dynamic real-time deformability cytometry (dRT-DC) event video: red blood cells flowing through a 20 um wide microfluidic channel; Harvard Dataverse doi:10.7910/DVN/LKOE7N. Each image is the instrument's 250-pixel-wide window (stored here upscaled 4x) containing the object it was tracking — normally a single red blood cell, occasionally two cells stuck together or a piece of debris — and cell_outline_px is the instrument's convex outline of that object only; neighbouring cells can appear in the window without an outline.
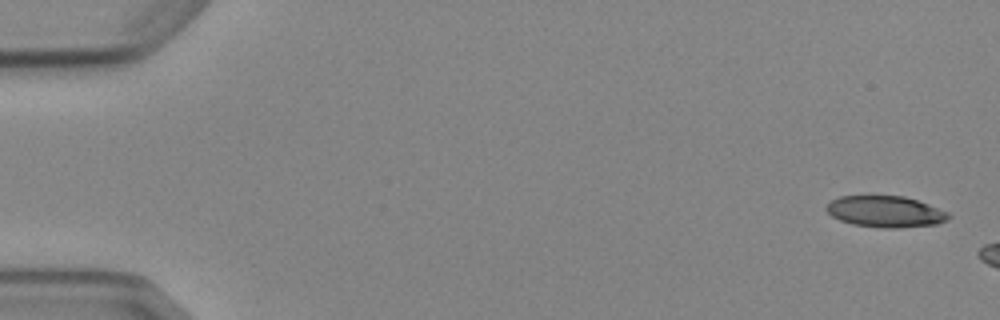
{"species": "Egyptian fruit bat (a non-hibernating species)", "species_latin": "Rousettus aegyptiacus", "temperature_condition": "cold", "stored_images_in_passage": 3, "camera_frame_rate_fps": 3000, "um_per_image_px": 0.085, "animal": {"sex": "female"}, "frame": {"image": 1, "passage_image": 1, "time_ms": 0.0, "image_size_px": [1000, 320], "cell_outline_px": [[952, 216], [948, 220], [936, 224], [900, 228], [880, 228], [852, 224], [840, 220], [832, 216], [824, 208], [832, 200], [840, 196], [904, 196], [928, 204], [948, 212]], "centroid_in_image_um": [75.27, 17.99], "position_along_channel_um": 9.7, "area_um2": 22.31}}